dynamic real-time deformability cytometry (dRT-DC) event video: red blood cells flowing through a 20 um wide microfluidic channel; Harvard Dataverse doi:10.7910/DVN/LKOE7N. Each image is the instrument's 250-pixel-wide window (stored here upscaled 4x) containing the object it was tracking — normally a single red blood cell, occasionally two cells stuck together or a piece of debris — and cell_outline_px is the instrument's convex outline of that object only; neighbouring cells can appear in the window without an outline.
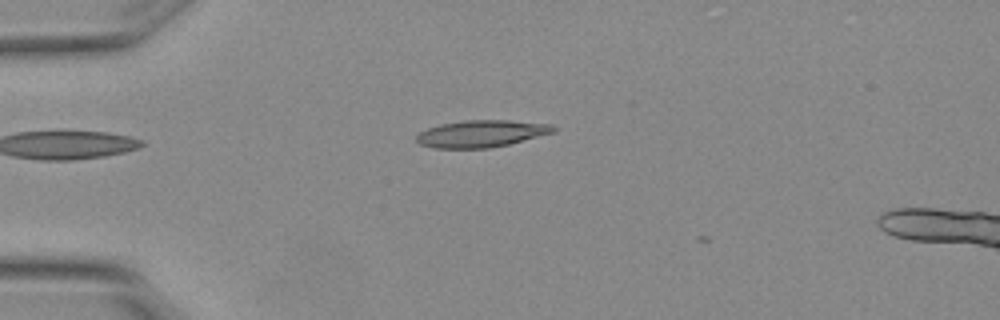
{"species": "Egyptian fruit bat (a non-hibernating species)", "species_latin": "Rousettus aegyptiacus", "temperature_condition": "warm", "stored_images_in_passage": 6, "camera_frame_rate_fps": 3000, "um_per_image_px": 0.085, "animal": {"sex": "female"}, "frame": {"image": 1, "passage_image": 5, "time_ms": 1.333, "image_size_px": [1000, 320], "cell_outline_px": [[556, 132], [508, 144], [488, 148], [436, 148], [420, 144], [416, 140], [416, 136], [420, 132], [428, 128], [440, 124], [464, 120], [508, 120], [552, 124], [556, 128]], "centroid_in_image_um": [40.93, 11.35], "position_along_channel_um": 44.1, "area_um2": 21.5}}